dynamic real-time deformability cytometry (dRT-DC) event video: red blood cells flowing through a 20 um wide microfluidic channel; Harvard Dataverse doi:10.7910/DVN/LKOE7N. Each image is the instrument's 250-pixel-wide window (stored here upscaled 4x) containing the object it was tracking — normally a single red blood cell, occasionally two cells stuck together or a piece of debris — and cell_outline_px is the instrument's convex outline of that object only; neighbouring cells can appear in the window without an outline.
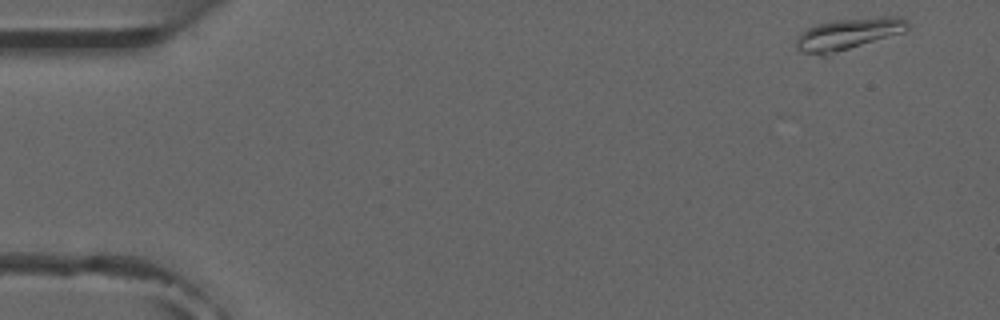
{"species": "common noctule bat (a hibernating species)", "species_latin": "Nyctalus noctula", "temperature_condition": "room temperature", "stored_images_in_passage": 5, "camera_frame_rate_fps": 3000, "um_per_image_px": 0.085, "animal": {"sex": "male", "forearm_length_mm": 52.5}, "frame": {"image": 1, "passage_image": 1, "time_ms": 0.0, "image_size_px": [1000, 320], "cell_outline_px": [[908, 28], [904, 32], [828, 56], [820, 56], [800, 52], [796, 48], [796, 36], [800, 32], [816, 24], [832, 20], [884, 16], [904, 16], [908, 20]], "centroid_in_image_um": [72.08, 2.9], "position_along_channel_um": 12.9, "area_um2": 21.15}}